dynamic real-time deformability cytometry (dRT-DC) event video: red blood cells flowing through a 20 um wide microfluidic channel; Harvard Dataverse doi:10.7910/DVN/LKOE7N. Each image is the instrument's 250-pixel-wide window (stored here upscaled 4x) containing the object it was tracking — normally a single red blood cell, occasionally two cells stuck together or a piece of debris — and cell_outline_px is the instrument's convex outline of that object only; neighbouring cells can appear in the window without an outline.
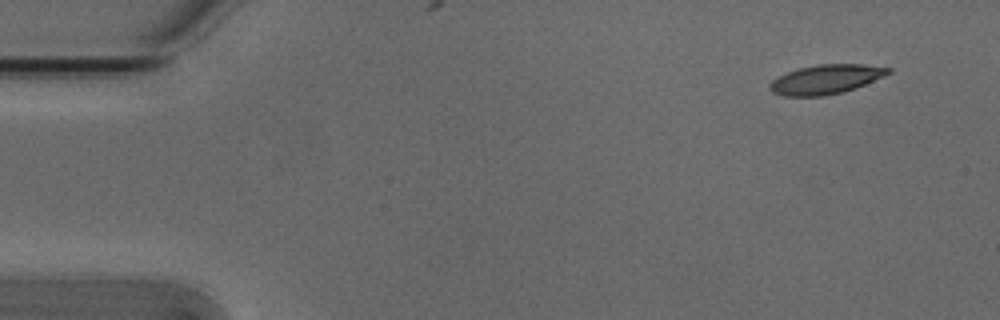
{"species": "Egyptian fruit bat (a non-hibernating species)", "species_latin": "Rousettus aegyptiacus", "temperature_condition": "cold", "stored_images_in_passage": 5, "camera_frame_rate_fps": 3000, "um_per_image_px": 0.085, "animal": {"sex": "male"}, "frame": {"image": 1, "passage_image": 1, "time_ms": 0.0, "image_size_px": [1000, 320], "cell_outline_px": [[892, 72], [884, 76], [856, 88], [844, 92], [824, 96], [784, 96], [772, 92], [768, 88], [768, 84], [772, 80], [788, 72], [800, 68], [816, 64], [864, 64], [892, 68]], "centroid_in_image_um": [70.21, 6.75], "position_along_channel_um": 14.8, "area_um2": 20.35}}